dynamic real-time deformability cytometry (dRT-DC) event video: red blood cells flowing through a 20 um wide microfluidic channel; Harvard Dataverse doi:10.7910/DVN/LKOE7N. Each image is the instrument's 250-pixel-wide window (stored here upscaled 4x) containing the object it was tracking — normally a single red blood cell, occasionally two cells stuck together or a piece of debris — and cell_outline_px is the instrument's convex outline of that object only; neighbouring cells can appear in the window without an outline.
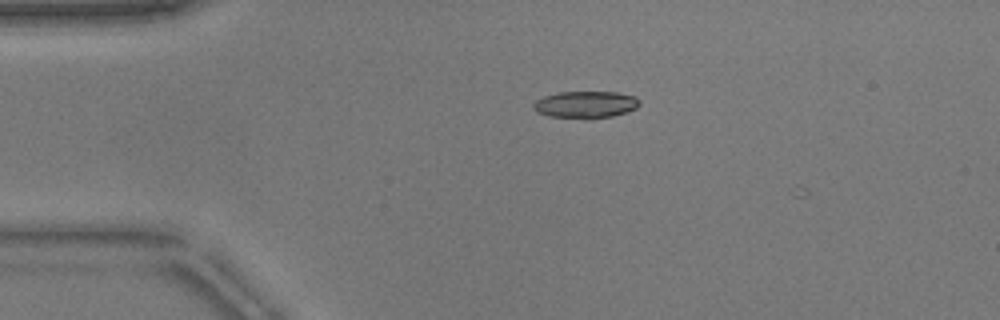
{"species": "common noctule bat (a hibernating species)", "species_latin": "Nyctalus noctula", "temperature_condition": "warm", "stored_images_in_passage": 3, "camera_frame_rate_fps": 3000, "um_per_image_px": 0.085, "animal": {"sex": "male", "body_mass_g": 17.9}, "frame": {"image": 1, "passage_image": 2, "time_ms": 0.333, "image_size_px": [1000, 320], "cell_outline_px": [[640, 104], [636, 108], [612, 116], [588, 120], [548, 116], [536, 112], [532, 108], [532, 104], [536, 100], [544, 96], [560, 92], [616, 92], [636, 96], [640, 100]], "centroid_in_image_um": [49.75, 8.9], "position_along_channel_um": 35.3, "area_um2": 16.99}}